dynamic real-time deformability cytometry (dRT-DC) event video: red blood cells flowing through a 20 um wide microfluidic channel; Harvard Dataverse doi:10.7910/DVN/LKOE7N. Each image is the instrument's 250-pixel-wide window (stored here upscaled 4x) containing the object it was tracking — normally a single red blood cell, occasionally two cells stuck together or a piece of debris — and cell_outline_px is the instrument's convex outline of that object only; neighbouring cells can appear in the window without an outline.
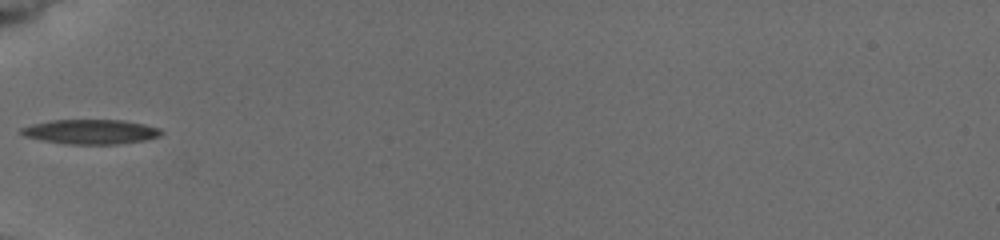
{"species": "common noctule bat (a hibernating species)", "species_latin": "Nyctalus noctula", "temperature_condition": "cold", "stored_images_in_passage": 2, "camera_frame_rate_fps": 3000, "um_per_image_px": 0.085, "animal": {"sex": "female", "body_mass_g": 19.5, "forearm_length_mm": 54.1}, "frame": {"image": 1, "passage_image": 1, "time_ms": 0.0, "image_size_px": [1000, 240], "cell_outline_px": [[164, 132], [160, 136], [144, 140], [116, 144], [68, 144], [44, 140], [24, 136], [20, 132], [20, 128], [32, 124], [52, 120], [124, 120], [144, 124], [160, 128]], "centroid_in_image_um": [7.74, 11.19], "position_along_channel_um": 77.3, "area_um2": 20.0}}